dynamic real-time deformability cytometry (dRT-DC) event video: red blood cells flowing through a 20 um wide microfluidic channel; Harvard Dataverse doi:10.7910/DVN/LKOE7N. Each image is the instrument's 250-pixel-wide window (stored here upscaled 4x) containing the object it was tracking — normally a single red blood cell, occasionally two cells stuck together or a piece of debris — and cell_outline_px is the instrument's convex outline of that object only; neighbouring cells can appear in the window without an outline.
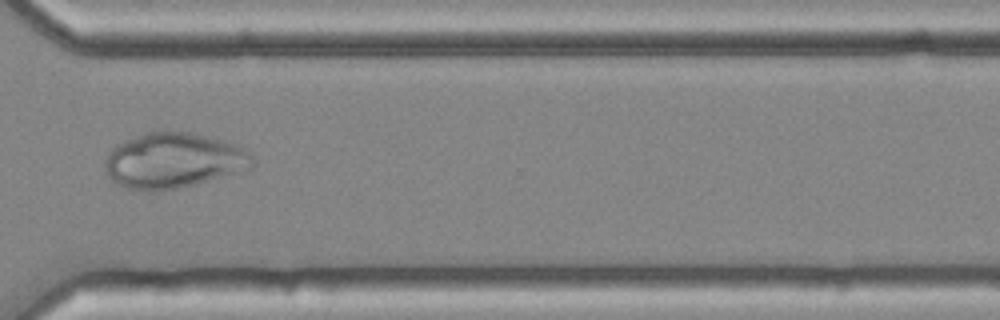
{"species": "common noctule bat (a hibernating species)", "species_latin": "Nyctalus noctula", "temperature_condition": "cold", "stored_images_in_passage": 12, "camera_frame_rate_fps": 3000, "um_per_image_px": 0.085, "animal": {"sex": "female", "body_mass_g": 25.1}, "frame": {"image": 1, "passage_image": 9, "time_ms": 2.667, "image_size_px": [1000, 320], "cell_outline_px": [[256, 164], [248, 172], [180, 188], [148, 192], [124, 188], [116, 184], [108, 176], [104, 164], [104, 160], [112, 148], [116, 144], [136, 136], [160, 128], [164, 128], [192, 132], [224, 140], [244, 148], [252, 156]], "centroid_in_image_um": [14.8, 13.64], "position_along_channel_um": 355.8, "area_um2": 49.19}}